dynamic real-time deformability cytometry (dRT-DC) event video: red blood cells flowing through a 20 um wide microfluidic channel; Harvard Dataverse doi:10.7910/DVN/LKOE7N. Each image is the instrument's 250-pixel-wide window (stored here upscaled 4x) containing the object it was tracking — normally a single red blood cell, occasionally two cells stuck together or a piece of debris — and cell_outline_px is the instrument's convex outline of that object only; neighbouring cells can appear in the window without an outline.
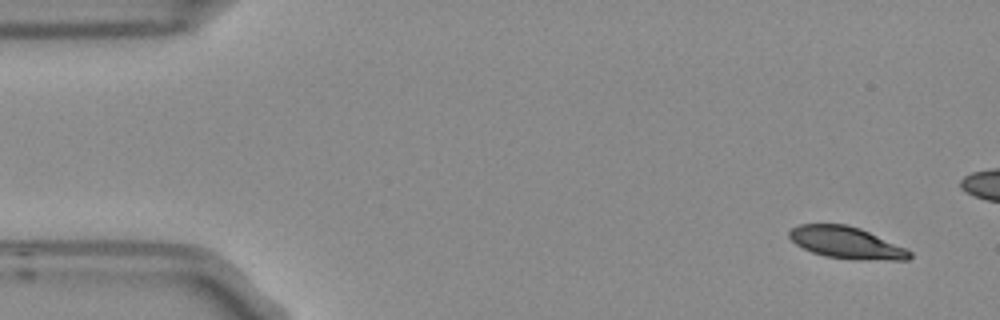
{"species": "Egyptian fruit bat (a non-hibernating species)", "species_latin": "Rousettus aegyptiacus", "temperature_condition": "room temperature", "stored_images_in_passage": 5, "segment_of_instrument_passage": [2, 2], "camera_frame_rate_fps": 3000, "um_per_image_px": 0.085, "frame": {"image": 1, "passage_image": 5, "time_ms": 1.333, "image_size_px": [1000, 320], "cell_outline_px": [[912, 256], [908, 260], [892, 260], [824, 256], [812, 252], [796, 244], [788, 236], [788, 232], [792, 228], [800, 224], [848, 224], [860, 228], [904, 248], [912, 252]], "centroid_in_image_um": [71.91, 20.6], "position_along_channel_um": 13.1, "area_um2": 21.73}}